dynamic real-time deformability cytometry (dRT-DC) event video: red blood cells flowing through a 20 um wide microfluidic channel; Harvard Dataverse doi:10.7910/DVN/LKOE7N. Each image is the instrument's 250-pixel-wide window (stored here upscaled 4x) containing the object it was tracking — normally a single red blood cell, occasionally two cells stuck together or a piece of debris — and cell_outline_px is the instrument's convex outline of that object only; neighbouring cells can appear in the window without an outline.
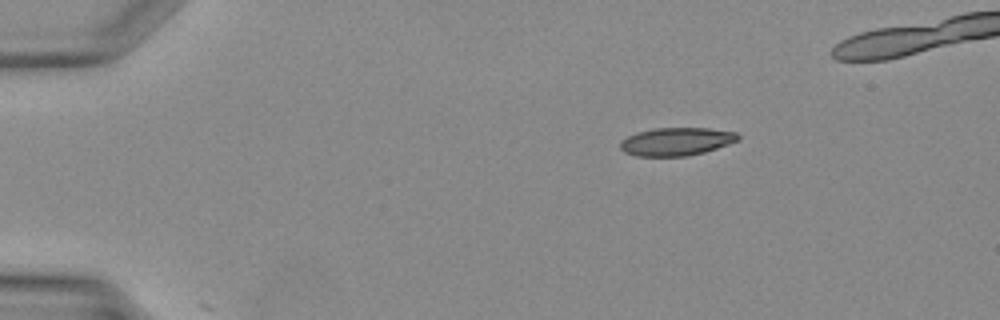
{"species": "Egyptian fruit bat (a non-hibernating species)", "species_latin": "Rousettus aegyptiacus", "temperature_condition": "warm", "stored_images_in_passage": 2, "camera_frame_rate_fps": 3000, "um_per_image_px": 0.085, "animal": {"sex": "female"}, "frame": {"image": 1, "passage_image": 1, "time_ms": 0.0, "image_size_px": [1000, 320], "cell_outline_px": [[740, 140], [704, 152], [684, 156], [636, 156], [624, 152], [620, 148], [620, 140], [636, 132], [656, 128], [708, 128], [736, 132], [740, 136]], "centroid_in_image_um": [57.48, 12.03], "position_along_channel_um": 27.5, "area_um2": 19.25}}